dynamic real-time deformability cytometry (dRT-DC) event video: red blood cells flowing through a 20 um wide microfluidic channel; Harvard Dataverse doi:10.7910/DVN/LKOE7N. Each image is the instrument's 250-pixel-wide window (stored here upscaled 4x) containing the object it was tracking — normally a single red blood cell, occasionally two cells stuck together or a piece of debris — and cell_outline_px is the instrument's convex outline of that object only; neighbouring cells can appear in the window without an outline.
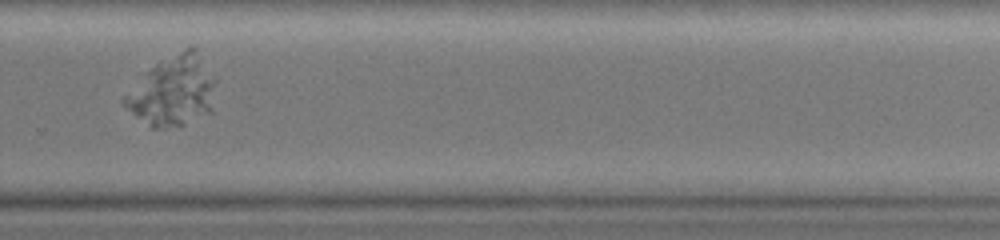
{"species": "common noctule bat (a hibernating species)", "species_latin": "Nyctalus noctula", "temperature_condition": "warm", "stored_images_in_passage": 47, "camera_frame_rate_fps": 3000, "um_per_image_px": 0.085, "animal": {"sex": "female", "body_mass_g": 19.0, "forearm_length_mm": 51.5}, "frame": {"image": 1, "passage_image": 30, "time_ms": 9.667, "image_size_px": [1000, 240], "cell_outline_px": [[216, 80], [212, 112], [184, 124], [156, 128], [152, 128], [136, 116], [120, 100], [144, 72], [156, 64], [184, 48], [192, 44], [196, 48], [216, 76]], "centroid_in_image_um": [14.75, 7.7], "position_along_channel_um": 315.1, "area_um2": 37.34}}
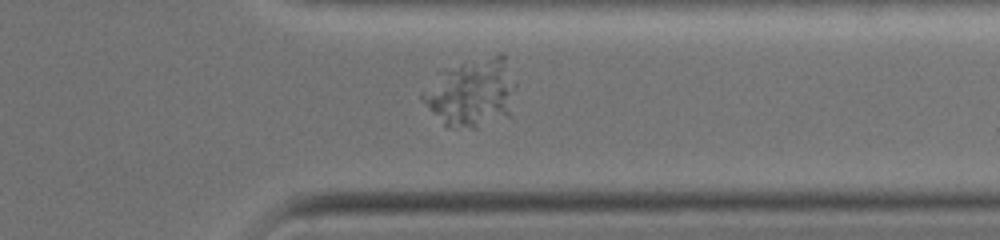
{"frame": {"image": 2, "passage_image": 35, "time_ms": 11.333, "image_size_px": [1000, 240], "cell_outline_px": [[512, 116], [476, 128], [448, 128], [428, 108], [420, 96], [452, 68], [464, 60], [500, 52], [504, 52]], "centroid_in_image_um": [40.09, 7.93], "position_along_channel_um": 371.3, "area_um2": 35.14}}
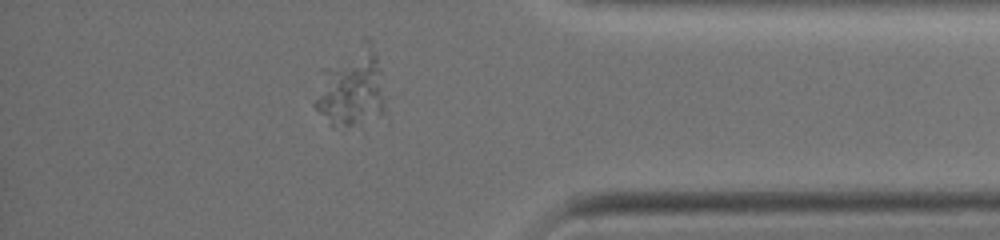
{"frame": {"image": 3, "passage_image": 39, "time_ms": 12.667, "image_size_px": [1000, 240], "cell_outline_px": [[384, 112], [352, 124], [336, 128], [332, 128], [328, 124], [312, 104], [320, 68], [364, 36], [368, 36], [372, 40], [380, 68], [384, 96]], "centroid_in_image_um": [29.79, 7.32], "position_along_channel_um": 405.4, "area_um2": 33.23}}